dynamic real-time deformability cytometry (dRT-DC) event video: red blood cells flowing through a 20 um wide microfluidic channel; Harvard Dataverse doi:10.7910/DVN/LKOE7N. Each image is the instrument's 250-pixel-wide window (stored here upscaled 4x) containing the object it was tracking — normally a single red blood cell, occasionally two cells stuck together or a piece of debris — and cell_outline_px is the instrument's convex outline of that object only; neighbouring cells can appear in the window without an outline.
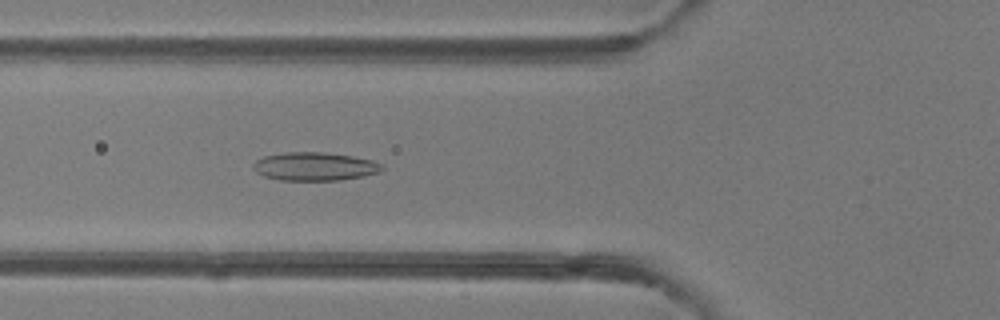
{"species": "common noctule bat (a hibernating species)", "species_latin": "Nyctalus noctula", "temperature_condition": "room temperature", "stored_images_in_passage": 49, "camera_frame_rate_fps": 3000, "um_per_image_px": 0.085, "animal": {"sex": "female"}, "frame": {"image": 1, "passage_image": 18, "time_ms": 5.667, "image_size_px": [1000, 320], "cell_outline_px": [[384, 168], [380, 172], [364, 176], [340, 180], [280, 180], [264, 176], [256, 172], [252, 168], [252, 164], [256, 160], [264, 156], [284, 152], [324, 152], [352, 156], [372, 160], [384, 164]], "centroid_in_image_um": [26.76, 14.14], "position_along_channel_um": 99.0, "area_um2": 21.44}}
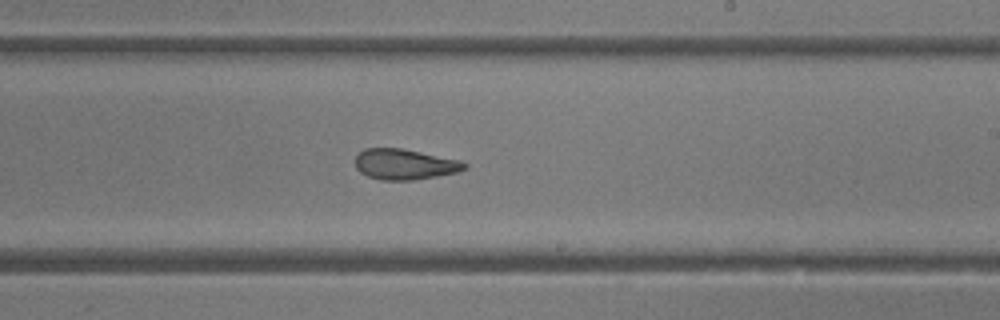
{"frame": {"image": 2, "passage_image": 29, "time_ms": 9.333, "image_size_px": [1000, 320], "cell_outline_px": [[468, 168], [456, 172], [436, 176], [412, 180], [380, 180], [368, 176], [360, 172], [356, 168], [356, 156], [364, 148], [404, 148], [460, 160], [468, 164]], "centroid_in_image_um": [34.4, 13.96], "position_along_channel_um": 254.6, "area_um2": 19.54}}
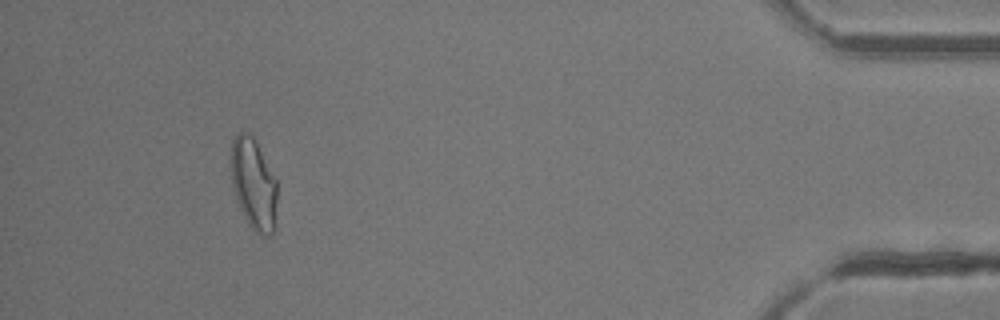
{"frame": {"image": 3, "passage_image": 45, "time_ms": 14.667, "image_size_px": [1000, 320], "cell_outline_px": [[276, 228], [268, 236], [264, 236], [256, 232], [252, 228], [244, 216], [236, 200], [232, 184], [232, 140], [236, 132], [248, 132], [256, 140], [276, 176]], "centroid_in_image_um": [21.58, 15.62], "position_along_channel_um": 413.6, "area_um2": 24.74}}